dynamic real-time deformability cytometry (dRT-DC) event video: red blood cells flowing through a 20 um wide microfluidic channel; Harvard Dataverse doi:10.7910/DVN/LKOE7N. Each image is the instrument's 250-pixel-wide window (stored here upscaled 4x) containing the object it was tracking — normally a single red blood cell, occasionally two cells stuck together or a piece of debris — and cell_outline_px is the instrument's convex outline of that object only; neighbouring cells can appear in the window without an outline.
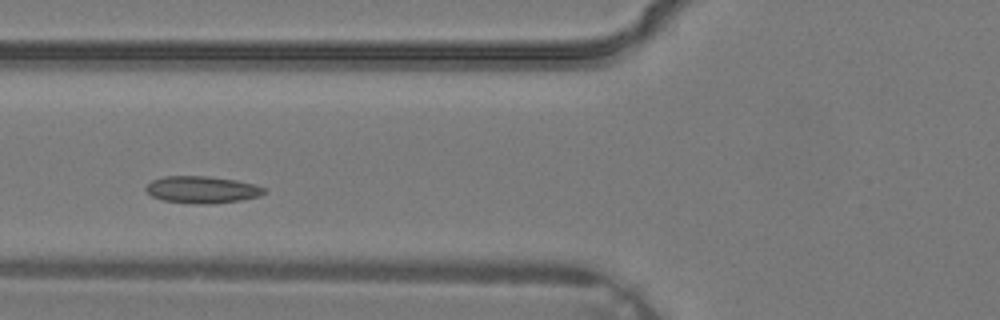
{"species": "common noctule bat (a hibernating species)", "species_latin": "Nyctalus noctula", "temperature_condition": "warm", "stored_images_in_passage": 2, "camera_frame_rate_fps": 3000, "um_per_image_px": 0.085, "animal": {"sex": "male", "body_mass_g": 19.2, "forearm_length_mm": 51.8}, "frame": {"image": 1, "passage_image": 2, "time_ms": 0.333, "image_size_px": [1000, 320], "cell_outline_px": [[268, 188], [260, 196], [240, 200], [212, 204], [200, 204], [164, 200], [152, 196], [144, 188], [152, 180], [164, 176], [208, 176], [236, 180], [256, 184]], "centroid_in_image_um": [17.21, 16.11], "position_along_channel_um": 108.6, "area_um2": 18.61}}